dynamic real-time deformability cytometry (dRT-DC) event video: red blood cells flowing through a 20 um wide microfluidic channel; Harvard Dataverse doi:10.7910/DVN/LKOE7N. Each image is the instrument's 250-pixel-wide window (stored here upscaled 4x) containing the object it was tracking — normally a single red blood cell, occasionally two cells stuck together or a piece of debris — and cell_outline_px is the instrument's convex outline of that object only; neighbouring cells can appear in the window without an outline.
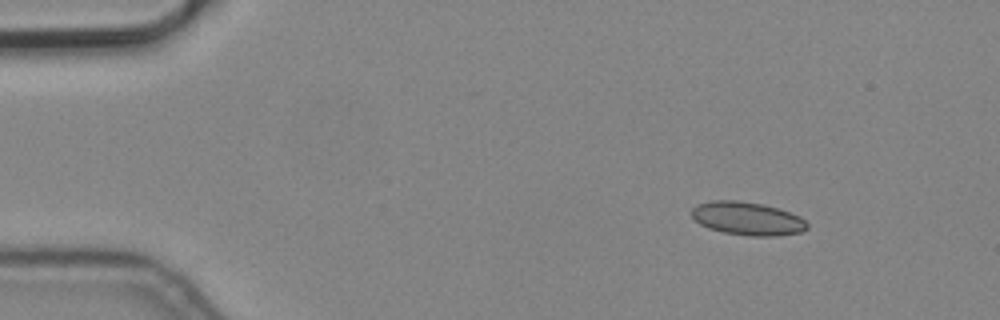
{"species": "common noctule bat (a hibernating species)", "species_latin": "Nyctalus noctula", "temperature_condition": "cold", "stored_images_in_passage": 5, "camera_frame_rate_fps": 3000, "um_per_image_px": 0.085, "animal": {"sex": "male", "body_mass_g": 19.2, "forearm_length_mm": 51.8}, "frame": {"image": 1, "passage_image": 3, "time_ms": 0.667, "image_size_px": [1000, 320], "cell_outline_px": [[808, 228], [800, 232], [776, 236], [748, 236], [724, 232], [708, 228], [700, 224], [692, 216], [692, 208], [696, 204], [712, 200], [740, 200], [764, 204], [800, 216], [808, 224]], "centroid_in_image_um": [63.51, 18.57], "position_along_channel_um": 21.5, "area_um2": 22.43}}